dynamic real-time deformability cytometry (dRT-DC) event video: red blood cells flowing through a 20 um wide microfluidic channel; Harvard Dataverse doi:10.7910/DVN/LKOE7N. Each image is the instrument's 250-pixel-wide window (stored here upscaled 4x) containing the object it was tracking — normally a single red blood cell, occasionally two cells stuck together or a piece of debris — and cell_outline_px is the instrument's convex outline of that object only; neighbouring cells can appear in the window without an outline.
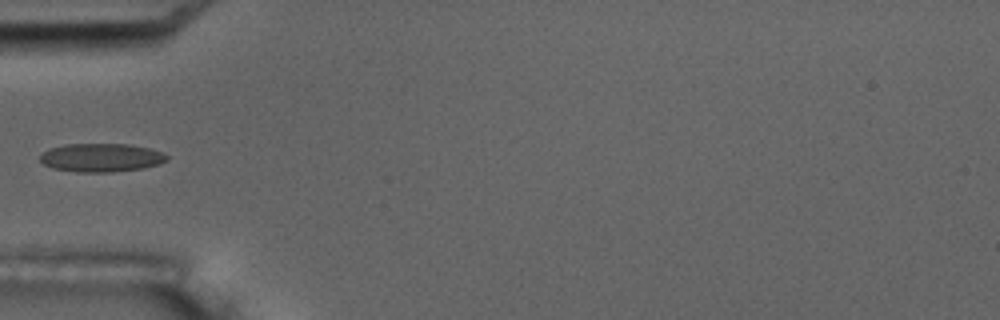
{"species": "common noctule bat (a hibernating species)", "species_latin": "Nyctalus noctula", "temperature_condition": "room temperature", "stored_images_in_passage": 6, "camera_frame_rate_fps": 3000, "um_per_image_px": 0.085, "animal": {"sex": "male", "body_mass_g": 17.5, "forearm_length_mm": 52.3}, "frame": {"image": 1, "passage_image": 5, "time_ms": 5.667, "image_size_px": [1000, 320], "cell_outline_px": [[168, 160], [160, 164], [144, 168], [112, 172], [76, 172], [52, 168], [44, 164], [40, 160], [40, 156], [48, 148], [64, 144], [128, 144], [148, 148], [160, 152], [168, 156]], "centroid_in_image_um": [8.59, 13.4], "position_along_channel_um": 76.4, "area_um2": 21.1}}